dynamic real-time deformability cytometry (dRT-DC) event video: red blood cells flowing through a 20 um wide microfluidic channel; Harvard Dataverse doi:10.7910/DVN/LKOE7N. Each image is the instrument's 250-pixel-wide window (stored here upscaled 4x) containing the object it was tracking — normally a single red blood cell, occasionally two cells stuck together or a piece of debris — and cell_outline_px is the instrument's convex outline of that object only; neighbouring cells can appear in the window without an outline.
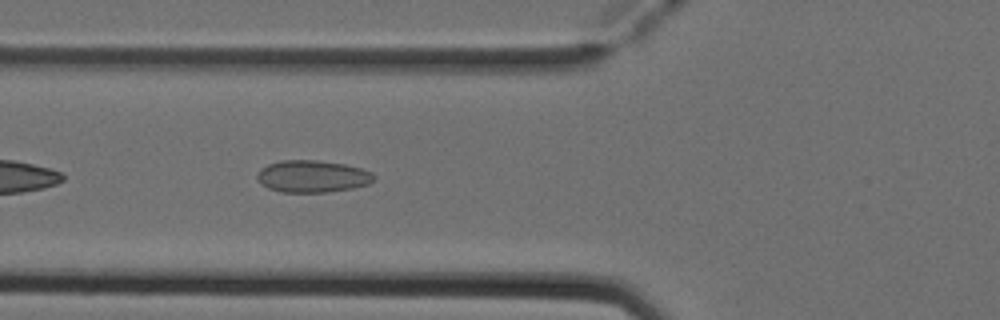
{"species": "Egyptian fruit bat (a non-hibernating species)", "species_latin": "Rousettus aegyptiacus", "temperature_condition": "cold", "stored_images_in_passage": 36, "camera_frame_rate_fps": 3000, "um_per_image_px": 0.085, "animal": {"sex": "female"}, "frame": {"image": 1, "passage_image": 5, "time_ms": 1.333, "image_size_px": [1000, 320], "cell_outline_px": [[376, 176], [368, 184], [352, 188], [328, 192], [280, 192], [268, 188], [260, 184], [256, 176], [260, 168], [268, 164], [280, 160], [316, 160], [344, 164], [360, 168], [372, 172]], "centroid_in_image_um": [26.52, 14.99], "position_along_channel_um": 99.3, "area_um2": 21.91}}
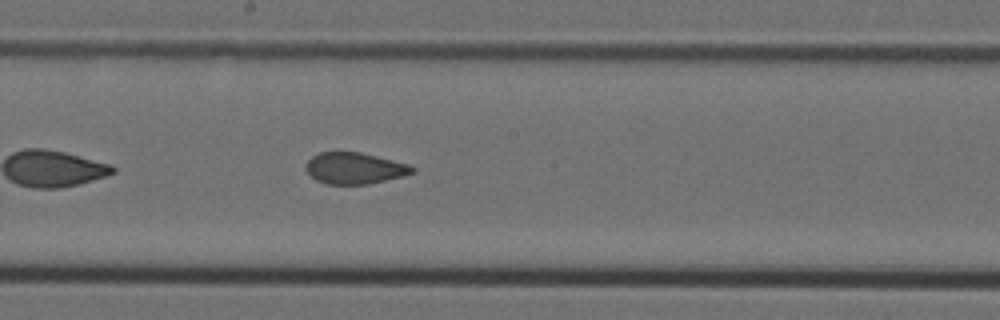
{"frame": {"image": 2, "passage_image": 14, "time_ms": 4.333, "image_size_px": [1000, 320], "cell_outline_px": [[416, 172], [404, 176], [368, 184], [328, 184], [316, 180], [304, 168], [308, 160], [312, 156], [320, 152], [360, 152], [408, 164], [416, 168]], "centroid_in_image_um": [30.15, 14.3], "position_along_channel_um": 218.0, "area_um2": 19.42}}
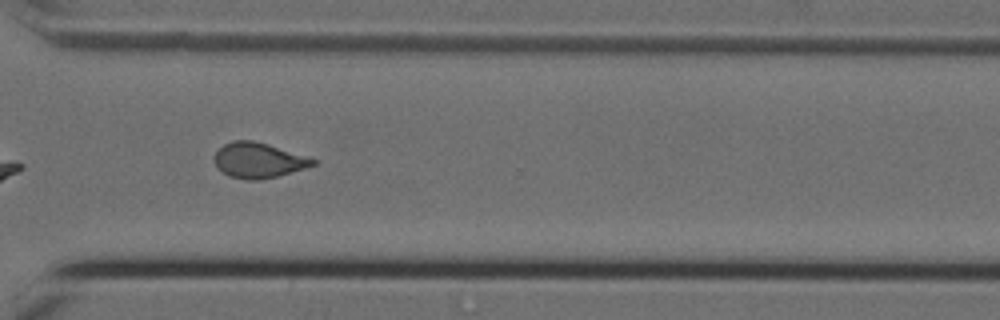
{"frame": {"image": 3, "passage_image": 24, "time_ms": 7.667, "image_size_px": [1000, 320], "cell_outline_px": [[316, 164], [304, 168], [276, 176], [260, 180], [244, 180], [228, 176], [212, 160], [216, 152], [224, 144], [232, 140], [252, 140], [268, 144], [316, 160]], "centroid_in_image_um": [21.91, 13.62], "position_along_channel_um": 348.7, "area_um2": 19.94}, "authors_computed_cell_mechanics": {"area_um2": 20.2589, "velocity_mm_per_s": 3.9333, "shape_relaxation_time_tau1_ms": null, "shape_relaxation_time_tau2_ms": 1.1285, "deformation_change_tau1": null, "deformation_change_tau2": 0.0618}}